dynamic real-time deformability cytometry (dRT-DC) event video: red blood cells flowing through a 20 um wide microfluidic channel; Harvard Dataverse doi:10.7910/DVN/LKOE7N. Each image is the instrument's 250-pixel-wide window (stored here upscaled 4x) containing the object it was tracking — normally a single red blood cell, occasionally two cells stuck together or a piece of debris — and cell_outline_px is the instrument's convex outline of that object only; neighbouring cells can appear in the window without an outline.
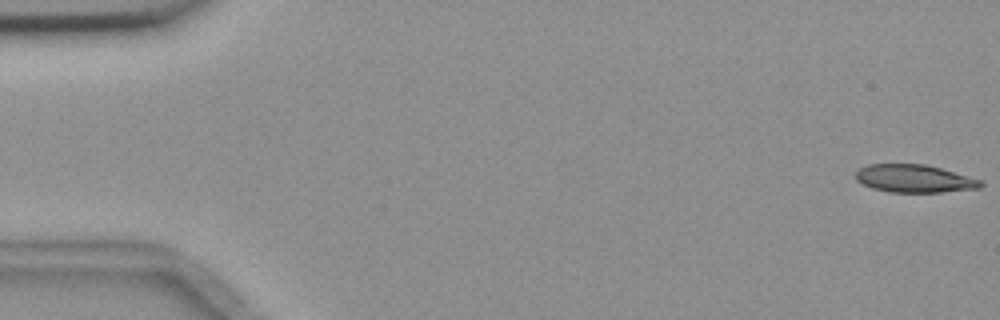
{"species": "common noctule bat (a hibernating species)", "species_latin": "Nyctalus noctula", "temperature_condition": "room temperature", "stored_images_in_passage": 5, "camera_frame_rate_fps": 3000, "um_per_image_px": 0.085, "animal": {"sex": "female", "body_mass_g": 18.4}, "frame": {"image": 1, "passage_image": 1, "time_ms": 0.0, "image_size_px": [1000, 320], "cell_outline_px": [[984, 184], [980, 188], [940, 192], [888, 192], [872, 188], [856, 180], [856, 172], [860, 168], [868, 164], [924, 164], [940, 168], [980, 180]], "centroid_in_image_um": [77.69, 15.18], "position_along_channel_um": 7.3, "area_um2": 20.06}}